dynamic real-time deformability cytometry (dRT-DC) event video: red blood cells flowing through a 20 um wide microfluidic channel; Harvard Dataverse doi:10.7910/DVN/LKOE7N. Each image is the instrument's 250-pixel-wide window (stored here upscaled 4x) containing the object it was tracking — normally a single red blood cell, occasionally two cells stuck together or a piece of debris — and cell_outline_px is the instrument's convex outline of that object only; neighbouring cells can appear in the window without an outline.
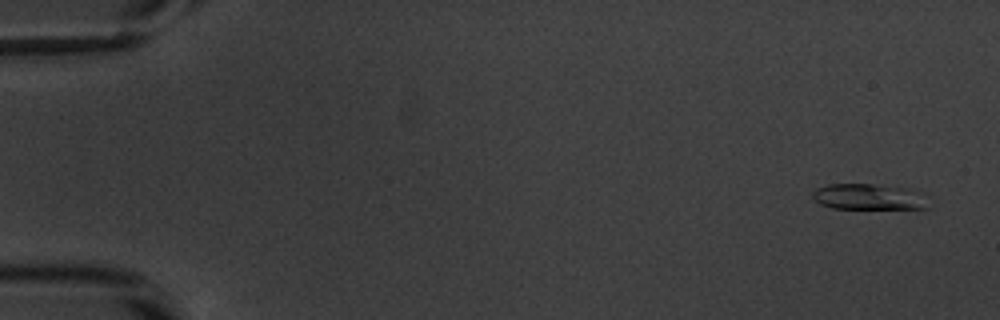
{"species": "common noctule bat (a hibernating species)", "species_latin": "Nyctalus noctula", "temperature_condition": "warm", "stored_images_in_passage": 51, "camera_frame_rate_fps": 3000, "um_per_image_px": 0.085, "animal": {"sex": "male", "body_mass_g": 20.1, "forearm_length_mm": 53.5}, "frame": {"image": 1, "passage_image": 1, "time_ms": 0.0, "image_size_px": [1000, 320], "cell_outline_px": [[928, 208], [832, 208], [820, 204], [812, 196], [812, 192], [816, 188], [828, 184], [872, 184], [896, 188]], "centroid_in_image_um": [73.39, 16.74], "position_along_channel_um": 11.6, "area_um2": 15.55}}
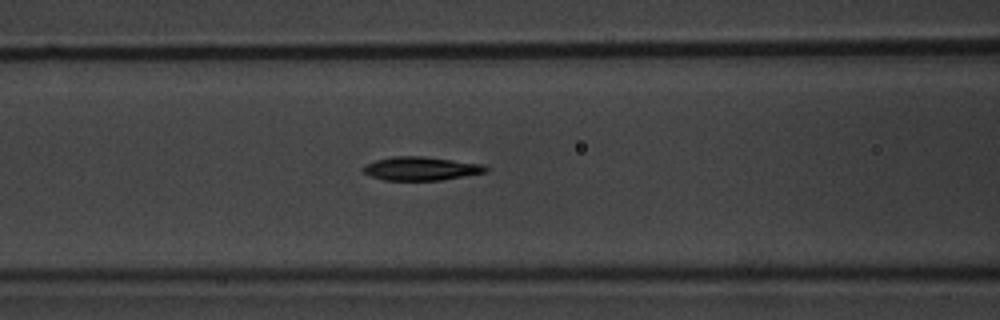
{"frame": {"image": 2, "passage_image": 21, "time_ms": 6.667, "image_size_px": [1000, 320], "cell_outline_px": [[488, 172], [440, 180], [384, 180], [372, 176], [364, 172], [364, 164], [376, 160], [396, 156], [420, 156], [484, 164], [488, 168]], "centroid_in_image_um": [35.81, 14.33], "position_along_channel_um": 130.8, "area_um2": 16.65}}
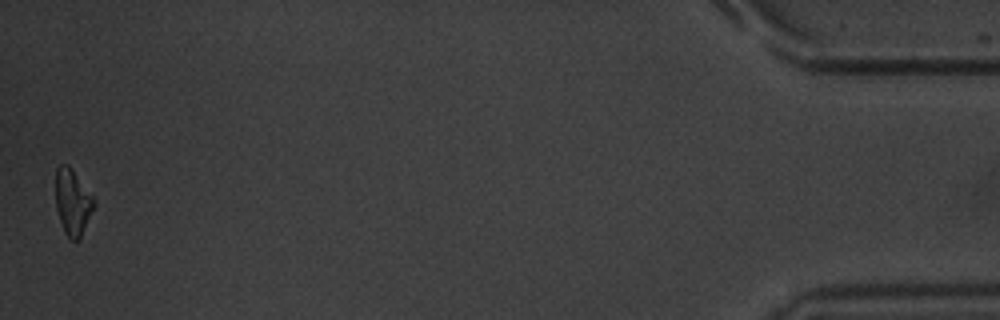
{"frame": {"image": 3, "passage_image": 51, "time_ms": 16.667, "image_size_px": [1000, 320], "cell_outline_px": [[96, 204], [80, 240], [72, 240], [64, 232], [56, 208], [56, 168], [60, 164], [68, 164], [96, 200]], "centroid_in_image_um": [6.19, 17.19], "position_along_channel_um": 429.0, "area_um2": 14.8}, "authors_computed_cell_mechanics": {"area_um2": 16.2418, "velocity_mm_per_s": 3.8552, "shape_relaxation_time_tau1_ms": 3.0138, "shape_relaxation_time_tau2_ms": 5.8192, "deformation_change_tau1": 0.1515, "deformation_change_tau2": 0.1601}}